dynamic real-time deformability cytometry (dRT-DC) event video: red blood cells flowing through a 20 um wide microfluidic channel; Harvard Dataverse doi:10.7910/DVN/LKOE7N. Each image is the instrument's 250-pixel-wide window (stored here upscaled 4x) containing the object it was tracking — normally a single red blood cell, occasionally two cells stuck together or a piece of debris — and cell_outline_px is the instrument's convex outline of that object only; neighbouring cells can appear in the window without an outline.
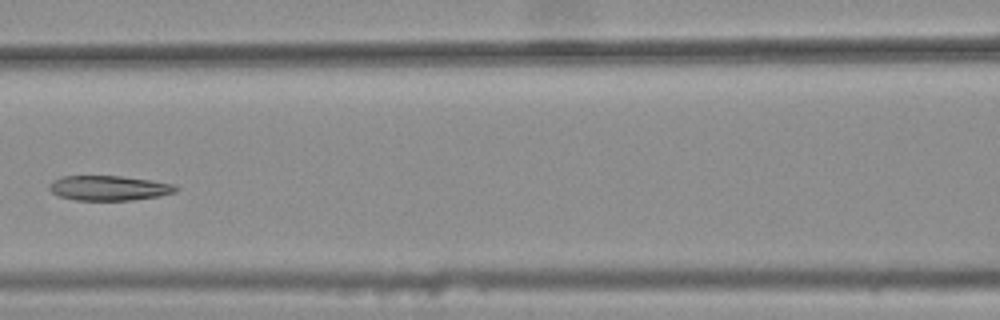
{"species": "common noctule bat (a hibernating species)", "species_latin": "Nyctalus noctula", "temperature_condition": "warm", "stored_images_in_passage": 8, "camera_frame_rate_fps": 3000, "um_per_image_px": 0.085, "animal": {"sex": "female", "body_mass_g": 25.1}, "frame": {"image": 1, "passage_image": 7, "time_ms": 2.0, "image_size_px": [1000, 320], "cell_outline_px": [[180, 188], [176, 192], [156, 196], [132, 200], [76, 200], [56, 196], [48, 188], [48, 184], [52, 180], [60, 176], [120, 176], [152, 180], [176, 184]], "centroid_in_image_um": [9.24, 15.98], "position_along_channel_um": 157.4, "area_um2": 18.55}}
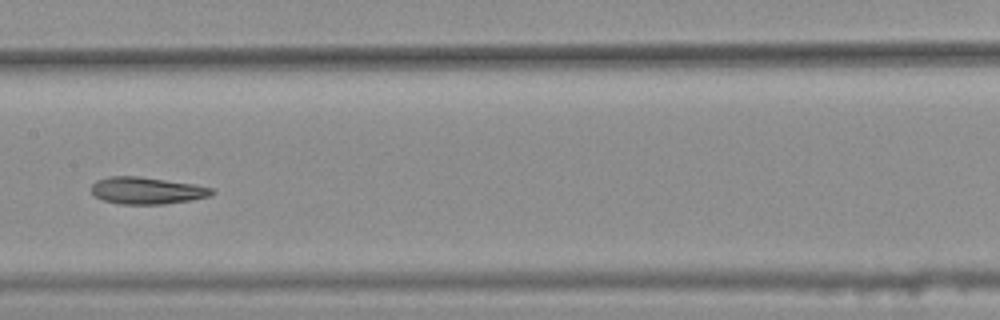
{"frame": {"image": 2, "passage_image": 8, "time_ms": 2.333, "image_size_px": [1000, 320], "cell_outline_px": [[216, 192], [208, 196], [192, 200], [164, 204], [120, 204], [104, 200], [92, 196], [92, 184], [96, 180], [108, 176], [140, 176], [192, 184], [212, 188]], "centroid_in_image_um": [12.44, 16.2], "position_along_channel_um": 195.0, "area_um2": 18.96}}